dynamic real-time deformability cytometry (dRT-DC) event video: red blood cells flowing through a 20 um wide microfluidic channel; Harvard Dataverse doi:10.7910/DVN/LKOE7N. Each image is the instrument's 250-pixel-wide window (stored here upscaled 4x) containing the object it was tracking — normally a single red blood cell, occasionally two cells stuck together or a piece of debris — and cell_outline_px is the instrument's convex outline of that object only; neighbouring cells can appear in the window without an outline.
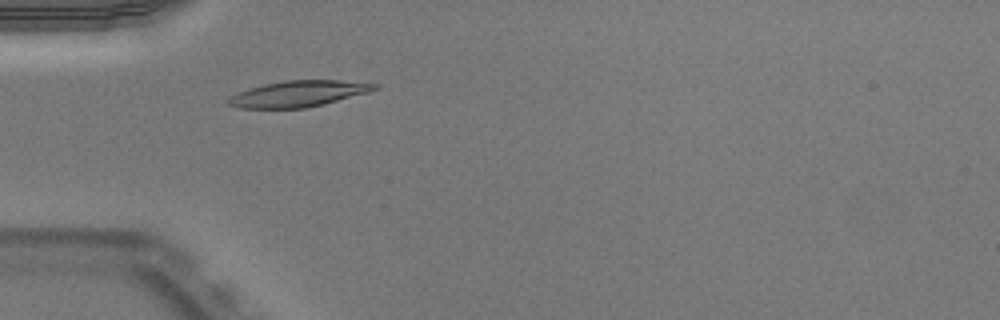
{"species": "Egyptian fruit bat (a non-hibernating species)", "species_latin": "Rousettus aegyptiacus", "temperature_condition": "warm", "stored_images_in_passage": 45, "camera_frame_rate_fps": 3000, "um_per_image_px": 0.085, "animal": {"sex": "male"}, "frame": {"image": 1, "passage_image": 10, "time_ms": 3.0, "image_size_px": [1000, 320], "cell_outline_px": [[380, 88], [368, 92], [324, 104], [304, 108], [240, 108], [228, 104], [224, 100], [228, 96], [264, 84], [284, 80], [340, 80], [380, 84]], "centroid_in_image_um": [25.37, 7.96], "position_along_channel_um": 59.6, "area_um2": 22.2}}
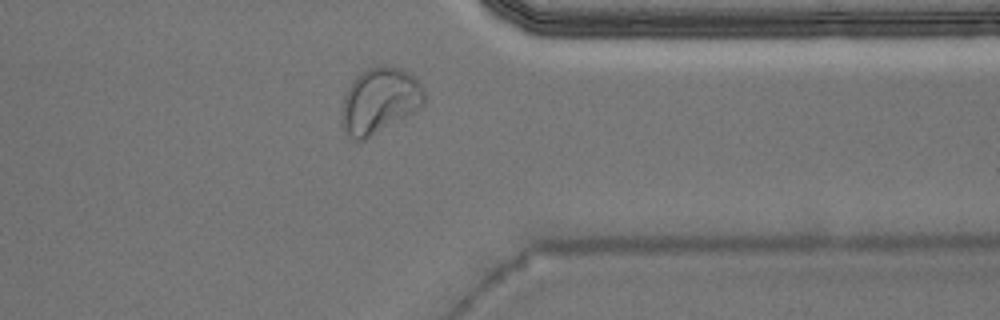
{"frame": {"image": 2, "passage_image": 35, "time_ms": 11.333, "image_size_px": [1000, 320], "cell_outline_px": [[424, 104], [364, 140], [356, 144], [344, 132], [340, 124], [340, 108], [344, 96], [352, 80], [360, 72], [376, 64], [400, 68], [408, 72], [424, 88]], "centroid_in_image_um": [32.17, 8.56], "position_along_channel_um": 379.2, "area_um2": 31.73}}
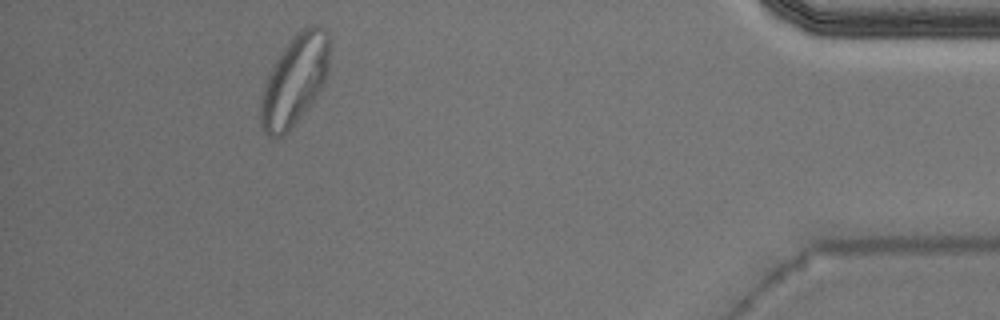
{"frame": {"image": 3, "passage_image": 41, "time_ms": 13.333, "image_size_px": [1000, 320], "cell_outline_px": [[328, 76], [316, 96], [308, 108], [288, 132], [284, 136], [276, 140], [268, 136], [264, 132], [260, 124], [260, 96], [268, 76], [276, 60], [284, 48], [296, 32], [312, 24], [320, 24], [328, 32]], "centroid_in_image_um": [25.03, 6.86], "position_along_channel_um": 410.2, "area_um2": 36.36}, "authors_computed_cell_mechanics": {"area_um2": 22.0796, "velocity_mm_per_s": 3.9321, "shape_relaxation_time_tau1_ms": 7.2151, "shape_relaxation_time_tau2_ms": 1.036, "deformation_change_tau1": 0.2366, "deformation_change_tau2": 0.0599}}